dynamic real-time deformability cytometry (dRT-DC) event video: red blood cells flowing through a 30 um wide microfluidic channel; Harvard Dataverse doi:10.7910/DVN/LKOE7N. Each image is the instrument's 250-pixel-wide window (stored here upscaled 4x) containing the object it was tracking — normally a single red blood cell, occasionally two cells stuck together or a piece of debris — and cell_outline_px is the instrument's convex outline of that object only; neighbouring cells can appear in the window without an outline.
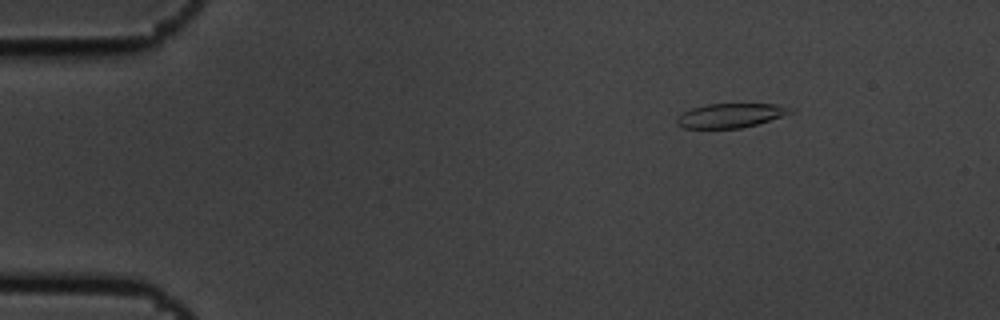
{"species": "common noctule bat (a hibernating species)", "species_latin": "Nyctalus noctula", "temperature_condition": "cold", "stored_images_in_passage": 10, "camera_frame_rate_fps": 3000, "um_per_image_px": 0.085, "animal": {"sex": "male", "body_mass_g": 19.5, "forearm_length_mm": 54.6}, "frame": {"image": 1, "passage_image": 2, "time_ms": 0.333, "image_size_px": [1000, 320], "cell_outline_px": [[796, 108], [792, 112], [756, 124], [740, 128], [684, 128], [676, 124], [676, 116], [692, 108], [704, 104], [776, 104]], "centroid_in_image_um": [62.06, 9.81], "position_along_channel_um": 22.9, "area_um2": 15.95}}
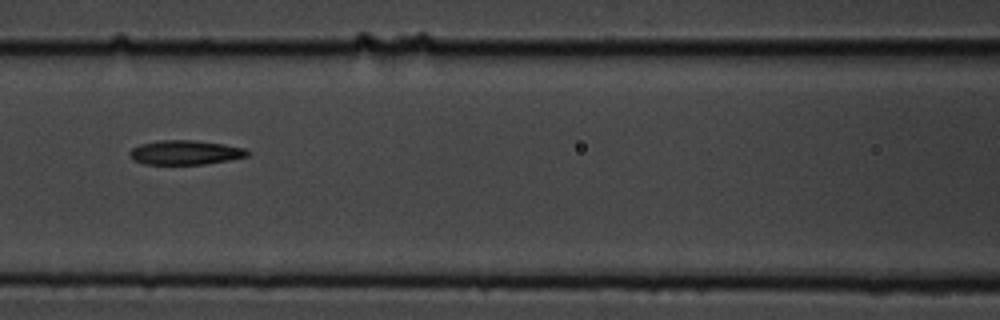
{"frame": {"image": 2, "passage_image": 7, "time_ms": 2.0, "image_size_px": [1000, 320], "cell_outline_px": [[252, 152], [248, 156], [228, 160], [204, 164], [144, 164], [132, 160], [128, 156], [128, 152], [132, 148], [140, 144], [160, 140], [196, 140], [224, 144], [244, 148]], "centroid_in_image_um": [15.72, 12.96], "position_along_channel_um": 150.9, "area_um2": 16.88}}
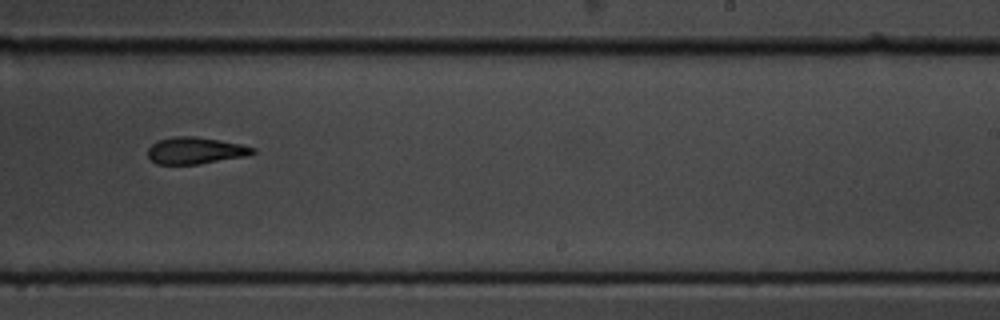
{"frame": {"image": 3, "passage_image": 10, "time_ms": 3.0, "image_size_px": [1000, 320], "cell_outline_px": [[256, 152], [248, 156], [200, 164], [156, 164], [148, 156], [148, 148], [156, 140], [172, 136], [192, 136], [220, 140], [240, 144], [256, 148]], "centroid_in_image_um": [16.61, 12.8], "position_along_channel_um": 272.4, "area_um2": 16.53}}